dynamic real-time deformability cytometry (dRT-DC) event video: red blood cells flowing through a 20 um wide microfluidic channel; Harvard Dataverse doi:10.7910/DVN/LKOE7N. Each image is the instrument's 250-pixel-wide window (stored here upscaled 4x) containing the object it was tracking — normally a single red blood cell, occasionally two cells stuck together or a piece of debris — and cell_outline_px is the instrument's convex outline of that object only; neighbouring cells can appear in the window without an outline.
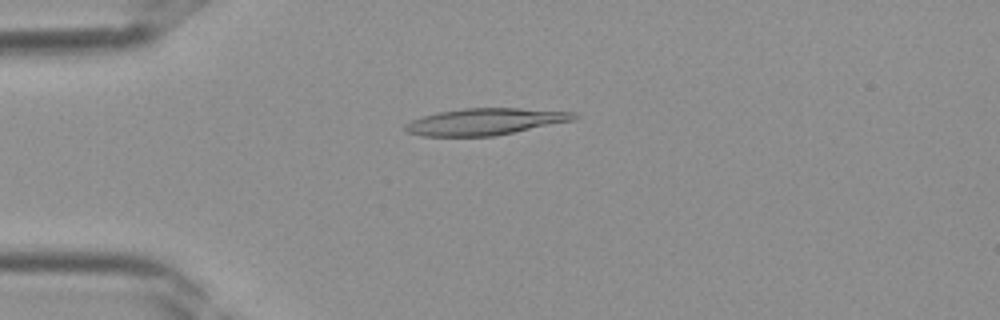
{"species": "Egyptian fruit bat (a non-hibernating species)", "species_latin": "Rousettus aegyptiacus", "temperature_condition": "room temperature", "stored_images_in_passage": 37, "camera_frame_rate_fps": 3000, "um_per_image_px": 0.085, "frame": {"image": 1, "passage_image": 9, "time_ms": 2.667, "image_size_px": [1000, 320], "cell_outline_px": [[580, 116], [576, 120], [496, 136], [420, 136], [408, 132], [404, 128], [404, 124], [412, 120], [424, 116], [440, 112], [464, 108], [520, 108], [576, 112]], "centroid_in_image_um": [41.31, 10.34], "position_along_channel_um": 43.7, "area_um2": 26.41}}
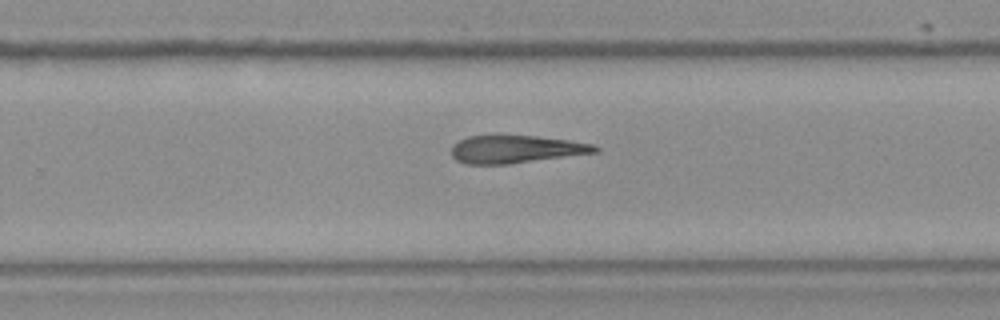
{"frame": {"image": 2, "passage_image": 24, "time_ms": 7.667, "image_size_px": [1000, 320], "cell_outline_px": [[600, 152], [508, 164], [464, 164], [456, 160], [452, 156], [452, 144], [468, 136], [492, 132], [536, 136], [568, 140], [592, 144], [600, 148]], "centroid_in_image_um": [43.79, 12.64], "position_along_channel_um": 286.0, "area_um2": 24.1}}
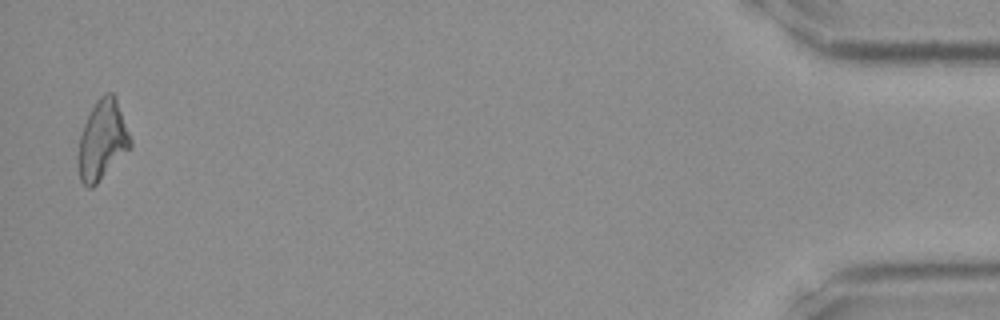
{"frame": {"image": 3, "passage_image": 37, "time_ms": 12.0, "image_size_px": [1000, 320], "cell_outline_px": [[132, 148], [92, 188], [88, 188], [80, 180], [76, 156], [80, 136], [84, 124], [96, 100], [104, 92], [112, 92], [116, 96], [132, 140]], "centroid_in_image_um": [8.7, 11.92], "position_along_channel_um": 426.5, "area_um2": 24.57}}